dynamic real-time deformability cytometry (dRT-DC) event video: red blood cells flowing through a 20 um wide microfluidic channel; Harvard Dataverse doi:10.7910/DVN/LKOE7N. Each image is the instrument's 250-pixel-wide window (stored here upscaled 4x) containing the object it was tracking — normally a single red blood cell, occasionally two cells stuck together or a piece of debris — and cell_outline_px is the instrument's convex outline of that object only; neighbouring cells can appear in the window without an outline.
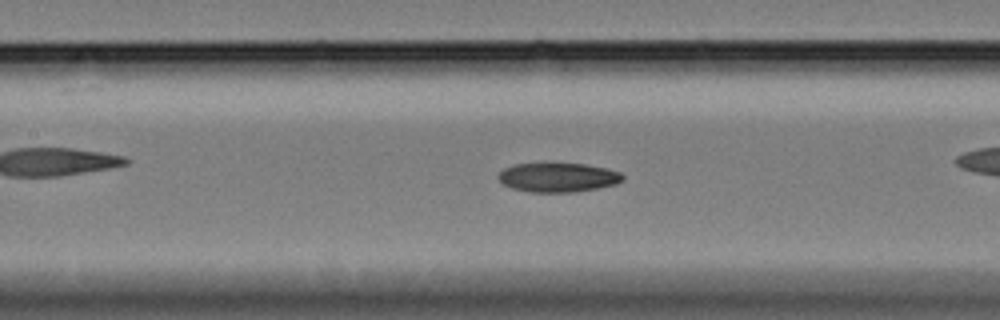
{"species": "Egyptian fruit bat (a non-hibernating species)", "species_latin": "Rousettus aegyptiacus", "temperature_condition": "cold", "stored_images_in_passage": 39, "camera_frame_rate_fps": 3000, "um_per_image_px": 0.085, "animal": {"sex": "female"}, "frame": {"image": 1, "passage_image": 6, "time_ms": 1.667, "image_size_px": [1000, 320], "cell_outline_px": [[624, 180], [616, 184], [576, 192], [528, 192], [512, 188], [504, 184], [496, 176], [504, 168], [516, 164], [544, 160], [552, 160], [584, 164], [604, 168], [620, 172], [624, 176]], "centroid_in_image_um": [47.39, 15.03], "position_along_channel_um": 160.0, "area_um2": 22.08}}